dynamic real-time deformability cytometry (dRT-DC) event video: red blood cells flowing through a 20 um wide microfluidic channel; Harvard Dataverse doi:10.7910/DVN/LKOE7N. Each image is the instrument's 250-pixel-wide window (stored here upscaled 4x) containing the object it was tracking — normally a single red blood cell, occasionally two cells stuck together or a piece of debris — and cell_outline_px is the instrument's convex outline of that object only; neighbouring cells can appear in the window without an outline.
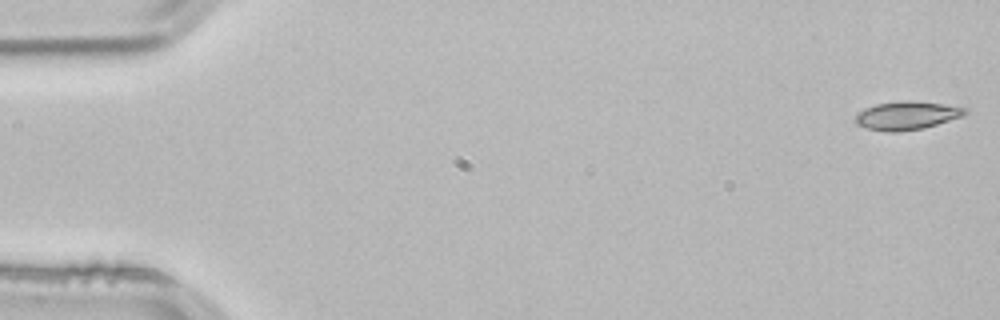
{"species": "common noctule bat (a hibernating species)", "species_latin": "Nyctalus noctula", "temperature_condition": "room temperature", "stored_images_in_passage": 53, "camera_frame_rate_fps": 3000, "um_per_image_px": 0.085, "animal": {"sex": "male", "body_mass_g": 21.5, "forearm_length_mm": 52.0}, "frame": {"image": 1, "passage_image": 1, "time_ms": 0.0, "image_size_px": [1000, 320], "cell_outline_px": [[968, 112], [964, 116], [924, 128], [892, 132], [888, 132], [868, 128], [856, 124], [852, 120], [860, 112], [876, 104], [904, 100], [912, 100], [944, 104], [968, 108]], "centroid_in_image_um": [77.12, 9.81], "position_along_channel_um": 7.9, "area_um2": 18.09}}
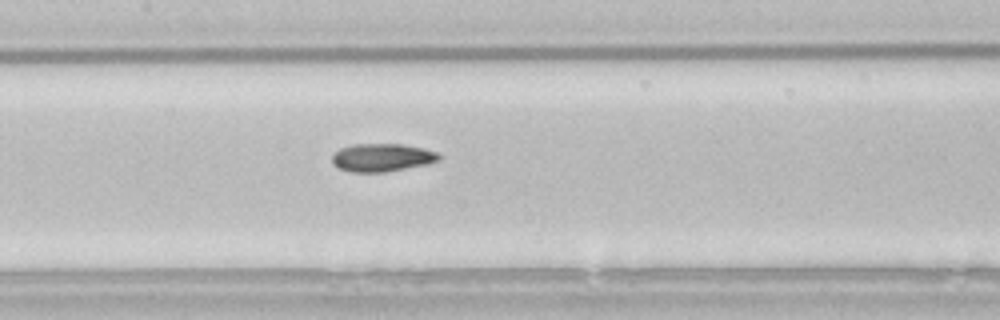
{"frame": {"image": 2, "passage_image": 25, "time_ms": 8.0, "image_size_px": [1000, 320], "cell_outline_px": [[440, 160], [428, 164], [384, 172], [352, 172], [336, 168], [332, 164], [332, 156], [340, 148], [352, 144], [400, 144], [424, 148], [436, 152], [440, 156]], "centroid_in_image_um": [32.44, 13.39], "position_along_channel_um": 175.0, "area_um2": 17.51}}
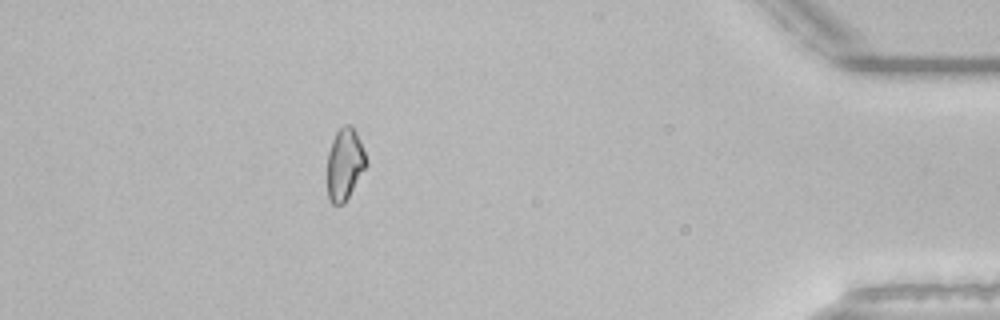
{"frame": {"image": 3, "passage_image": 47, "time_ms": 15.333, "image_size_px": [1000, 320], "cell_outline_px": [[368, 164], [344, 204], [332, 204], [328, 200], [328, 152], [332, 140], [336, 132], [344, 124], [352, 124], [360, 140], [368, 160]], "centroid_in_image_um": [29.32, 13.94], "position_along_channel_um": 405.9, "area_um2": 16.42}, "authors_computed_cell_mechanics": {"area_um2": 17.3978, "velocity_mm_per_s": 3.8527, "shape_relaxation_time_tau1_ms": null, "shape_relaxation_time_tau2_ms": 5.0408, "deformation_change_tau1": null, "deformation_change_tau2": 0.1113}}